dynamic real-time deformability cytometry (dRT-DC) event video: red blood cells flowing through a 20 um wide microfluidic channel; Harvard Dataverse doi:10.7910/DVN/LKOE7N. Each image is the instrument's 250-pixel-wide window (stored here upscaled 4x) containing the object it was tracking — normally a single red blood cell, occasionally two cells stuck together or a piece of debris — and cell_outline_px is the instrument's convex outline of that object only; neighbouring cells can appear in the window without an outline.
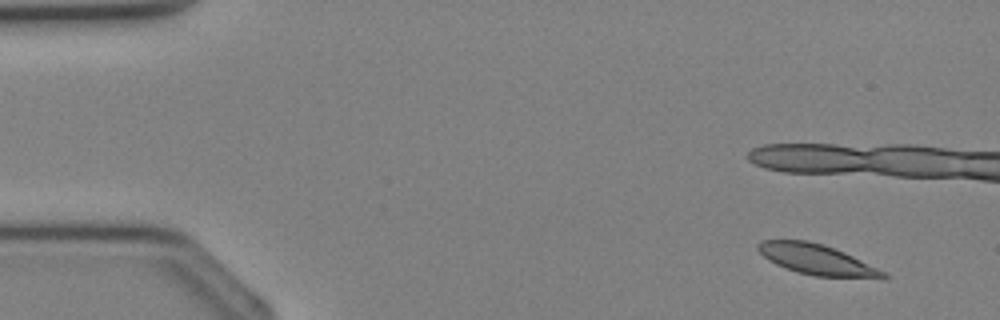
{"species": "Egyptian fruit bat (a non-hibernating species)", "species_latin": "Rousettus aegyptiacus", "temperature_condition": "cold", "stored_images_in_passage": 8, "camera_frame_rate_fps": 3000, "um_per_image_px": 0.085, "animal": {"sex": "female"}, "frame": {"image": 1, "passage_image": 1, "time_ms": 0.0, "image_size_px": [1000, 320], "cell_outline_px": [[888, 276], [884, 280], [816, 276], [796, 272], [776, 264], [768, 260], [756, 248], [756, 244], [760, 240], [808, 240], [824, 244], [844, 252], [884, 272]], "centroid_in_image_um": [69.44, 22.08], "position_along_channel_um": 15.6, "area_um2": 22.43}}